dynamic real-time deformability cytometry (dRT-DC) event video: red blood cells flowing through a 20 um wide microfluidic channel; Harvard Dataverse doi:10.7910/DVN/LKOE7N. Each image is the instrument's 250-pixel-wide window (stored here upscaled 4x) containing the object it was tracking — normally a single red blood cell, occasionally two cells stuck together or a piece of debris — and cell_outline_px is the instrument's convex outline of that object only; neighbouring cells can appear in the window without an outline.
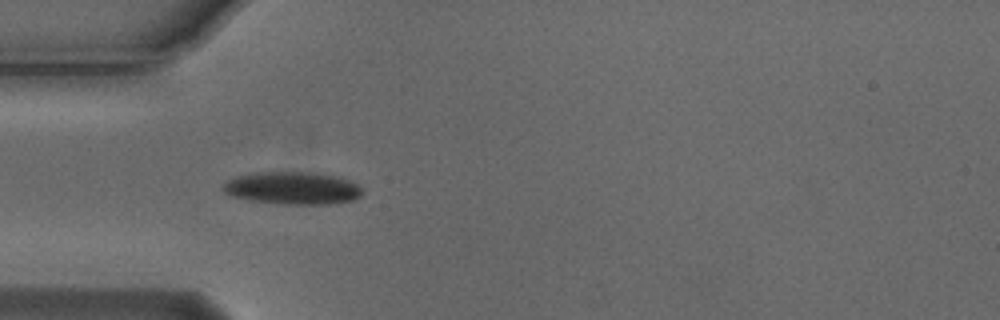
{"species": "Egyptian fruit bat (a non-hibernating species)", "species_latin": "Rousettus aegyptiacus", "temperature_condition": "cold", "stored_images_in_passage": 5, "camera_frame_rate_fps": 3000, "um_per_image_px": 0.085, "animal": {"sex": "male"}, "frame": {"image": 1, "passage_image": 4, "time_ms": 1.0, "image_size_px": [1000, 320], "cell_outline_px": [[364, 192], [360, 196], [352, 200], [332, 204], [276, 204], [248, 200], [232, 196], [224, 192], [220, 188], [228, 180], [236, 176], [256, 172], [308, 172], [336, 176], [348, 180], [356, 184]], "centroid_in_image_um": [24.83, 16.0], "position_along_channel_um": 60.2, "area_um2": 26.53}}
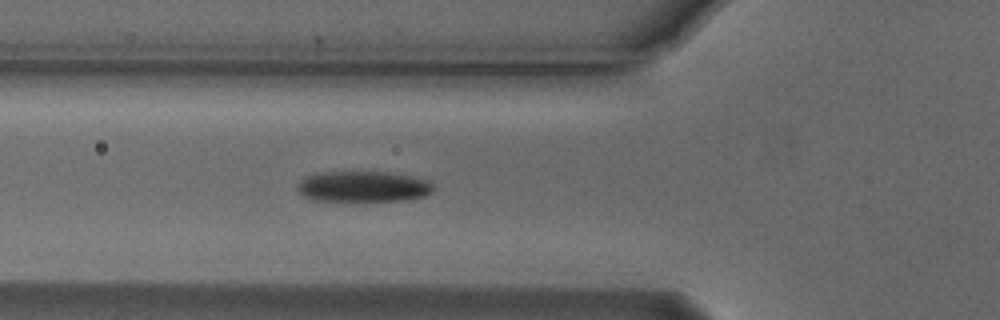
{"frame": {"image": 2, "passage_image": 5, "time_ms": 1.333, "image_size_px": [1000, 320], "cell_outline_px": [[432, 192], [424, 196], [404, 200], [316, 200], [304, 196], [296, 188], [296, 184], [304, 176], [316, 172], [388, 172], [412, 176], [428, 180], [432, 184]], "centroid_in_image_um": [30.83, 15.83], "position_along_channel_um": 95.0, "area_um2": 24.28}}